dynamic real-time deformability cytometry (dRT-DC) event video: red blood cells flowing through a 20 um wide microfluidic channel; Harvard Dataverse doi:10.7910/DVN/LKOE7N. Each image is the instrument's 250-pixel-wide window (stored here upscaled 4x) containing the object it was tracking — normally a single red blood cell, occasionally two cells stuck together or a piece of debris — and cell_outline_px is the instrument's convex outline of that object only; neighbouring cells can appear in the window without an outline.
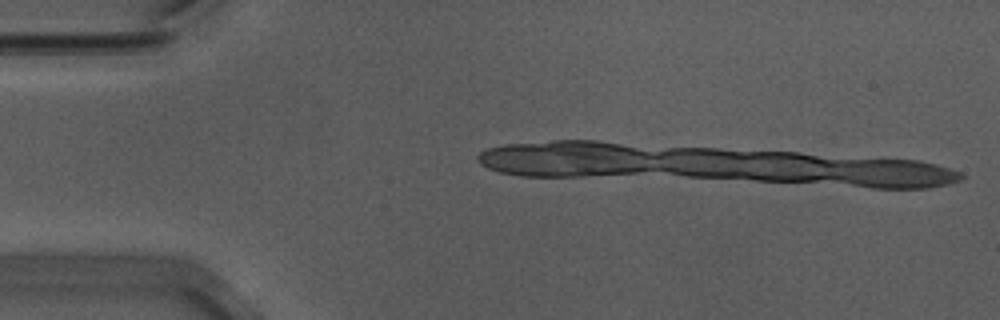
{"species": "Egyptian fruit bat (a non-hibernating species)", "species_latin": "Rousettus aegyptiacus", "temperature_condition": "warm", "stored_images_in_passage": 3, "camera_frame_rate_fps": 3000, "um_per_image_px": 0.085, "animal": {"sex": "male"}, "frame": {"image": 1, "passage_image": 1, "time_ms": 0.0, "image_size_px": [1000, 320], "cell_outline_px": [[836, 176], [808, 180], [768, 180], [708, 176], [680, 172], [700, 152], [788, 152], [808, 156], [824, 160], [832, 164]], "centroid_in_image_um": [64.59, 14.11], "position_along_channel_um": 20.4, "area_um2": 25.55}}